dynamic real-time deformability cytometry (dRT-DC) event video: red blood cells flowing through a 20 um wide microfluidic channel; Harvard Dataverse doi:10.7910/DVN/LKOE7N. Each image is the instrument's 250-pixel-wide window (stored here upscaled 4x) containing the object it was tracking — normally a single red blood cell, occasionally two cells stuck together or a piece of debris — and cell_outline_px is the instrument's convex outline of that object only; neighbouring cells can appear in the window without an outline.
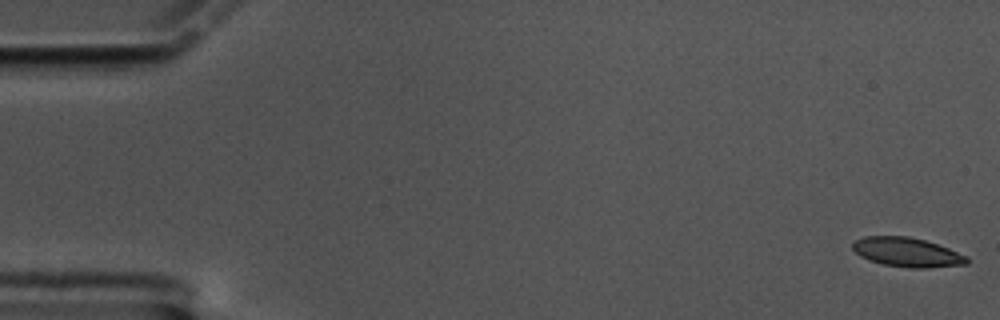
{"species": "common noctule bat (a hibernating species)", "species_latin": "Nyctalus noctula", "temperature_condition": "cold", "stored_images_in_passage": 59, "camera_frame_rate_fps": 3000, "um_per_image_px": 0.085, "animal": {"sex": "male", "body_mass_g": 17.5, "forearm_length_mm": 52.3}, "frame": {"image": 1, "passage_image": 1, "time_ms": 0.0, "image_size_px": [1000, 320], "cell_outline_px": [[968, 264], [928, 268], [908, 268], [884, 264], [868, 260], [860, 256], [852, 248], [852, 244], [856, 240], [864, 236], [908, 236], [924, 240], [948, 248], [968, 256]], "centroid_in_image_um": [77.1, 21.44], "position_along_channel_um": 7.9, "area_um2": 19.48}}
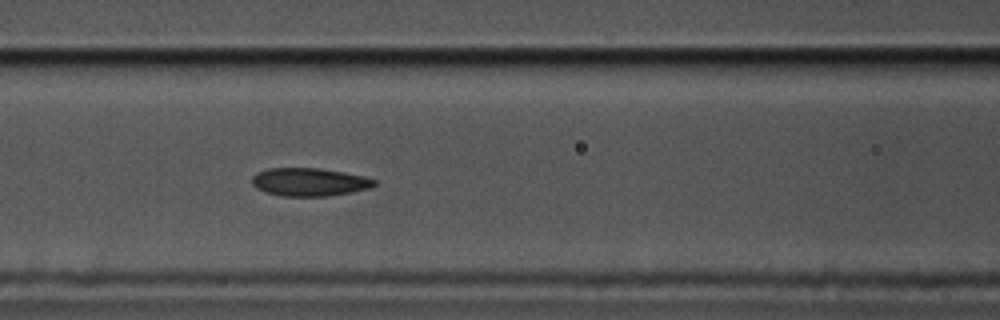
{"frame": {"image": 2, "passage_image": 25, "time_ms": 8.0, "image_size_px": [1000, 320], "cell_outline_px": [[376, 184], [372, 188], [352, 192], [328, 196], [284, 196], [264, 192], [256, 188], [252, 184], [252, 176], [256, 172], [268, 168], [320, 168], [344, 172], [364, 176], [376, 180]], "centroid_in_image_um": [26.3, 15.47], "position_along_channel_um": 140.3, "area_um2": 20.23}}
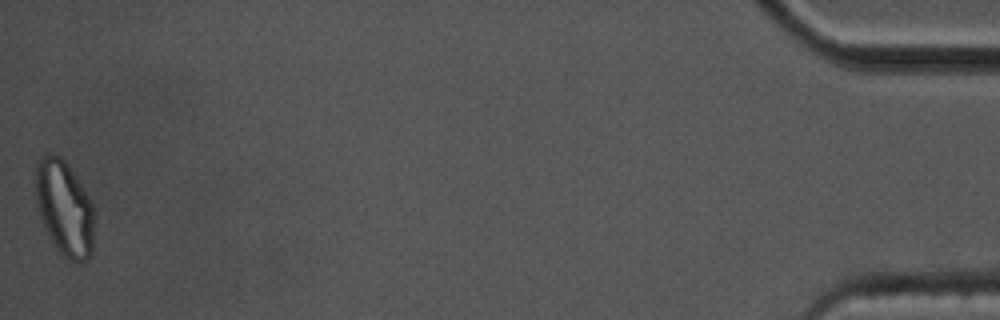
{"frame": {"image": 3, "passage_image": 59, "time_ms": 19.333, "image_size_px": [1000, 320], "cell_outline_px": [[96, 220], [92, 252], [80, 264], [68, 260], [52, 244], [44, 228], [36, 204], [36, 160], [40, 156], [48, 152], [60, 156], [64, 160], [76, 176], [84, 188], [92, 204]], "centroid_in_image_um": [5.49, 17.7], "position_along_channel_um": 429.7, "area_um2": 33.23}, "authors_computed_cell_mechanics": {"area_um2": 20.5768, "velocity_mm_per_s": 3.401, "shape_relaxation_time_tau1_ms": null, "shape_relaxation_time_tau2_ms": 3.1163, "deformation_change_tau1": null, "deformation_change_tau2": 0.0916}}